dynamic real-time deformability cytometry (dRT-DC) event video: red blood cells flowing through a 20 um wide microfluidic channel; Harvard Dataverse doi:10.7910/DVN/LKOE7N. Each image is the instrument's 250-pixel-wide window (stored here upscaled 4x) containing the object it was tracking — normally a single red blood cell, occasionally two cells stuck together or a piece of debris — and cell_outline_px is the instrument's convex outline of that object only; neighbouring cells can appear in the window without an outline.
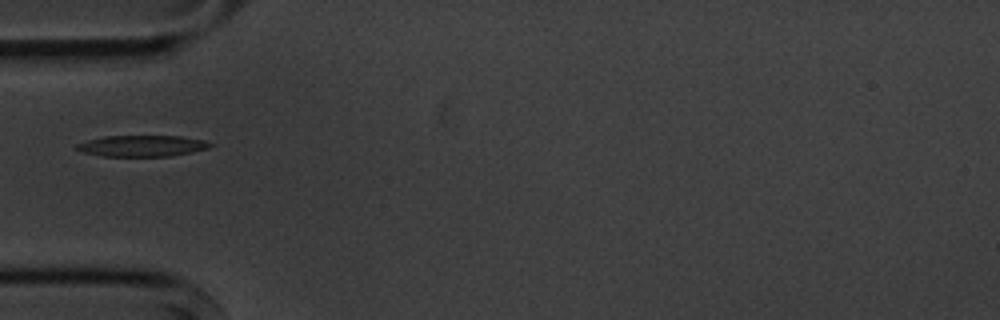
{"species": "common noctule bat (a hibernating species)", "species_latin": "Nyctalus noctula", "temperature_condition": "cold", "stored_images_in_passage": 3, "camera_frame_rate_fps": 3000, "um_per_image_px": 0.085, "animal": {"sex": "male", "body_mass_g": 20.1, "forearm_length_mm": 53.5}, "frame": {"image": 1, "passage_image": 1, "time_ms": 0.0, "image_size_px": [1000, 320], "cell_outline_px": [[216, 144], [208, 148], [192, 152], [172, 156], [100, 156], [84, 152], [72, 148], [76, 144], [88, 140], [104, 136], [180, 136], [204, 140]], "centroid_in_image_um": [12.08, 12.4], "position_along_channel_um": 72.9, "area_um2": 16.59}}
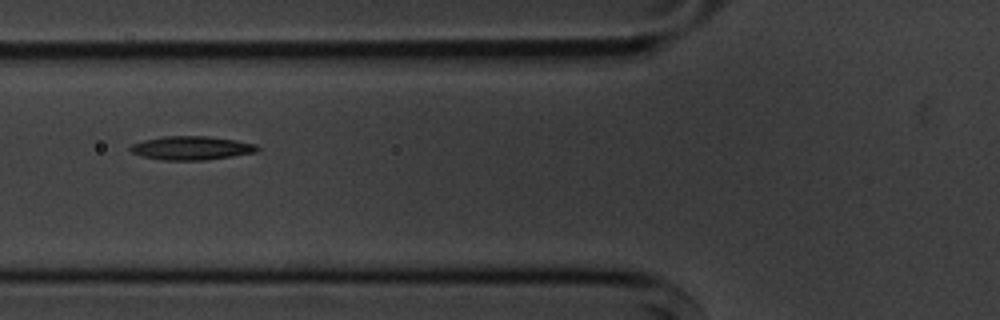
{"frame": {"image": 2, "passage_image": 2, "time_ms": 1.0, "image_size_px": [1000, 320], "cell_outline_px": [[260, 148], [256, 152], [232, 156], [204, 160], [160, 160], [144, 156], [132, 152], [128, 148], [132, 144], [144, 140], [160, 136], [208, 136], [236, 140], [256, 144]], "centroid_in_image_um": [16.27, 12.57], "position_along_channel_um": 109.5, "area_um2": 17.51}}
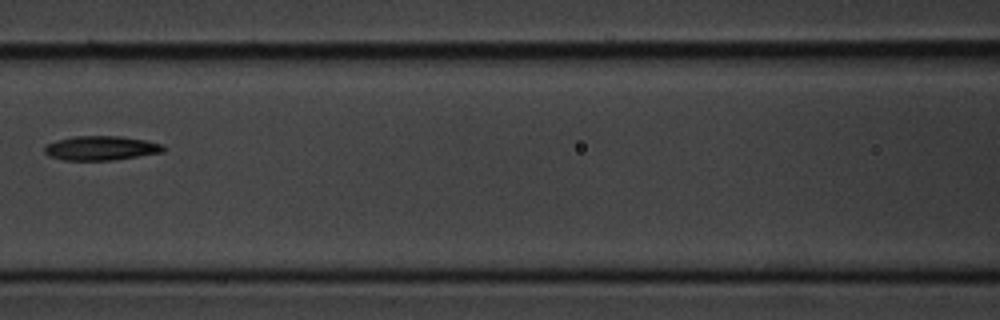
{"frame": {"image": 3, "passage_image": 3, "time_ms": 2.333, "image_size_px": [1000, 320], "cell_outline_px": [[164, 152], [112, 160], [64, 160], [48, 156], [44, 152], [44, 144], [56, 140], [72, 136], [120, 136], [144, 140], [164, 144]], "centroid_in_image_um": [8.54, 12.58], "position_along_channel_um": 158.1, "area_um2": 16.94}}